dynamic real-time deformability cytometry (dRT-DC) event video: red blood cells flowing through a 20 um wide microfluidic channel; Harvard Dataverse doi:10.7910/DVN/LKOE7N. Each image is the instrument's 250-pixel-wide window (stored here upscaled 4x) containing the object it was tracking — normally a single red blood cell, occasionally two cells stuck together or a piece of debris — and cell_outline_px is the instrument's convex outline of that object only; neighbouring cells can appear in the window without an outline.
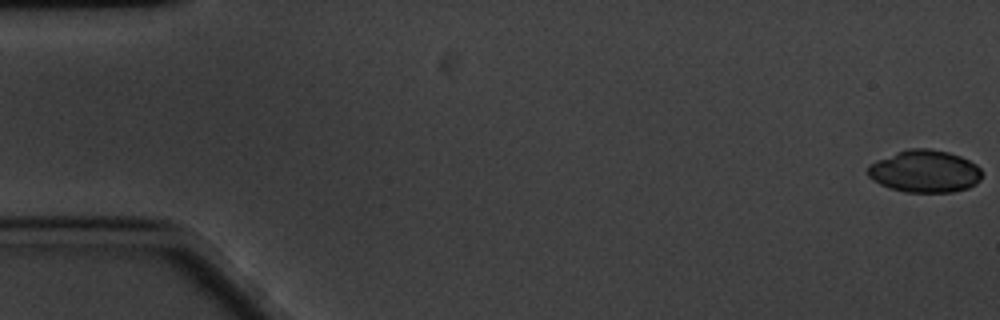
{"species": "common noctule bat (a hibernating species)", "species_latin": "Nyctalus noctula", "temperature_condition": "cold", "stored_images_in_passage": 62, "camera_frame_rate_fps": 3000, "um_per_image_px": 0.085, "animal": {"sex": "male", "body_mass_g": 20.1, "forearm_length_mm": 53.5}, "frame": {"image": 1, "passage_image": 1, "time_ms": 0.0, "image_size_px": [1000, 320], "cell_outline_px": [[984, 172], [980, 180], [976, 184], [968, 188], [952, 192], [904, 192], [888, 188], [872, 180], [868, 176], [868, 164], [876, 160], [896, 152], [908, 148], [928, 148], [948, 152], [960, 156], [976, 164]], "centroid_in_image_um": [78.6, 14.56], "position_along_channel_um": 6.4, "area_um2": 28.5}}